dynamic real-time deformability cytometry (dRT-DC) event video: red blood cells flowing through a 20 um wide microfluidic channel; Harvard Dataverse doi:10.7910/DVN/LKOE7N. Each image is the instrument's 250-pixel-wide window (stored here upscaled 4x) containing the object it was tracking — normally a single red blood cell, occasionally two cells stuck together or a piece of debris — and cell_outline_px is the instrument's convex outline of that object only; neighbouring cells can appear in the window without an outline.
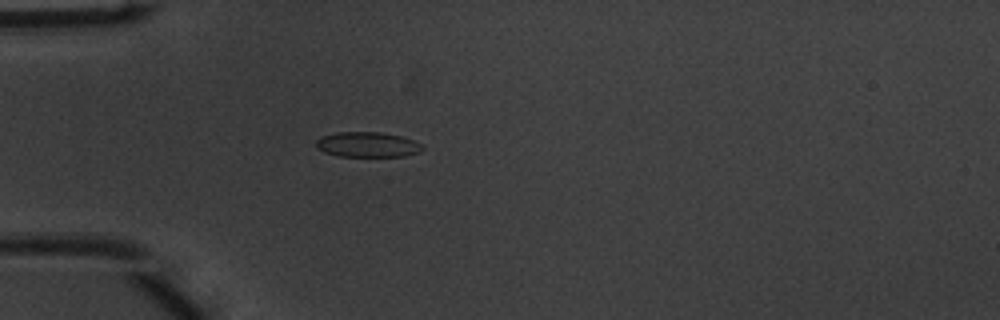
{"species": "common noctule bat (a hibernating species)", "species_latin": "Nyctalus noctula", "temperature_condition": "warm", "stored_images_in_passage": 37, "camera_frame_rate_fps": 3000, "um_per_image_px": 0.085, "animal": {"sex": "male", "body_mass_g": 20.1, "forearm_length_mm": 53.5}, "frame": {"image": 1, "passage_image": 2, "time_ms": 0.333, "image_size_px": [1000, 320], "cell_outline_px": [[424, 148], [420, 152], [404, 156], [340, 156], [324, 152], [316, 148], [316, 140], [320, 136], [336, 132], [380, 132], [400, 136], [424, 144]], "centroid_in_image_um": [31.23, 12.28], "position_along_channel_um": 53.8, "area_um2": 15.66}}
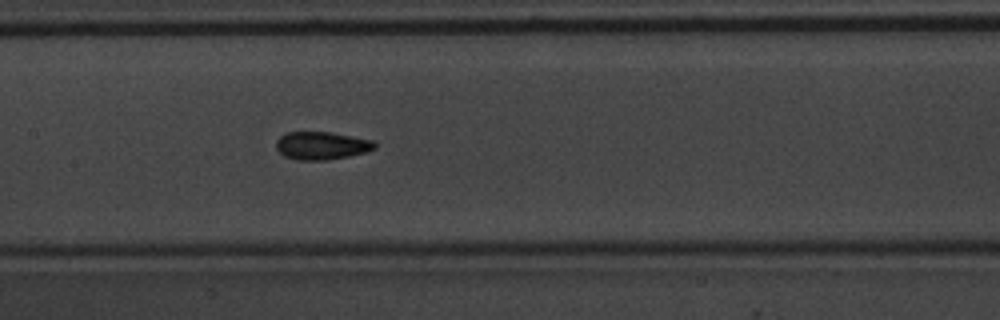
{"frame": {"image": 2, "passage_image": 12, "time_ms": 3.667, "image_size_px": [1000, 320], "cell_outline_px": [[376, 148], [364, 152], [348, 156], [328, 160], [296, 160], [284, 156], [276, 148], [276, 140], [280, 136], [288, 132], [332, 132], [372, 140], [376, 144]], "centroid_in_image_um": [27.31, 12.38], "position_along_channel_um": 180.1, "area_um2": 16.01}}
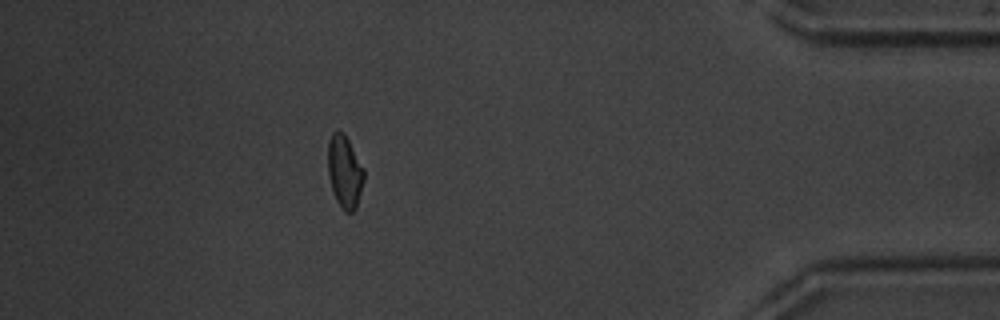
{"frame": {"image": 3, "passage_image": 32, "time_ms": 10.333, "image_size_px": [1000, 320], "cell_outline_px": [[364, 180], [356, 208], [352, 212], [344, 212], [336, 200], [328, 176], [328, 140], [332, 132], [344, 132], [364, 168]], "centroid_in_image_um": [29.29, 14.59], "position_along_channel_um": 405.9, "area_um2": 15.26}, "authors_computed_cell_mechanics": {"area_um2": 15.317, "velocity_mm_per_s": 4.0443, "shape_relaxation_time_tau1_ms": 4.049, "shape_relaxation_time_tau2_ms": 1.5456, "deformation_change_tau1": 0.1194, "deformation_change_tau2": 0.0584}}